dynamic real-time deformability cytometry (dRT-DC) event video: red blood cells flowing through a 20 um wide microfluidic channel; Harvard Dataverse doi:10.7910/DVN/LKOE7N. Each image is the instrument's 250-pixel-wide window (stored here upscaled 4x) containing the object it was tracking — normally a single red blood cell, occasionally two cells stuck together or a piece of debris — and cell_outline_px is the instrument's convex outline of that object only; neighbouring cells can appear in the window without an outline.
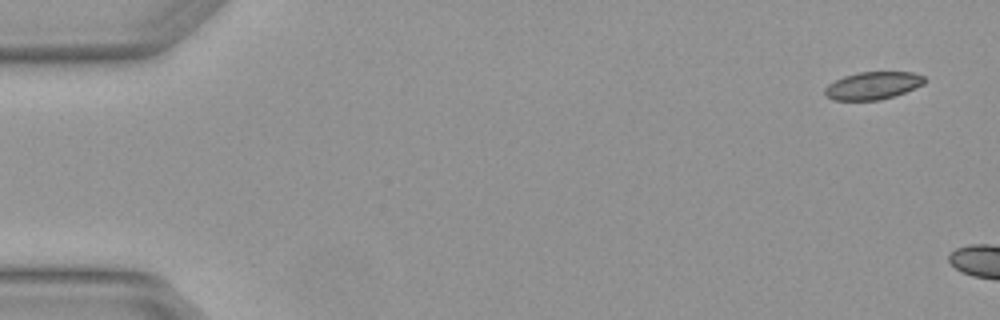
{"species": "Egyptian fruit bat (a non-hibernating species)", "species_latin": "Rousettus aegyptiacus", "temperature_condition": "warm", "stored_images_in_passage": 2, "camera_frame_rate_fps": 3000, "um_per_image_px": 0.085, "animal": {"sex": "female"}, "frame": {"image": 1, "passage_image": 1, "time_ms": 0.0, "image_size_px": [1000, 320], "cell_outline_px": [[928, 80], [924, 84], [904, 92], [880, 100], [832, 100], [824, 92], [824, 88], [828, 84], [844, 76], [860, 72], [912, 72], [924, 76]], "centroid_in_image_um": [74.2, 7.27], "position_along_channel_um": 10.8, "area_um2": 15.95}}